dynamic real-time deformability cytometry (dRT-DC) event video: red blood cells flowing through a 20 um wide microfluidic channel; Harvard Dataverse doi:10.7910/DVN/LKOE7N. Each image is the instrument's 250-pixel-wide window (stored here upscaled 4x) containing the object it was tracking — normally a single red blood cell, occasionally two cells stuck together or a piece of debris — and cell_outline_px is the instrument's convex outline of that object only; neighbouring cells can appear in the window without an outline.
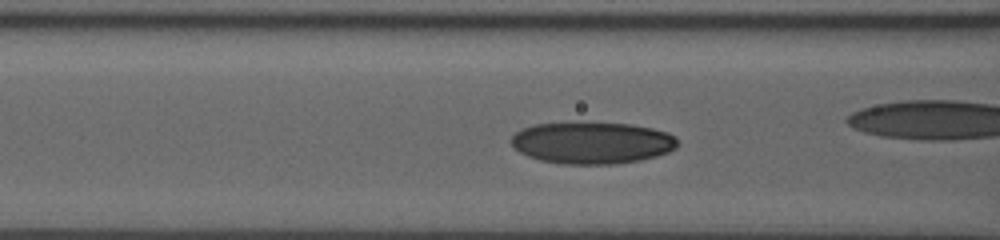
{"species": "human", "species_latin": "Homo sapiens", "temperature_condition": "room temperature", "stored_images_in_passage": 40, "camera_frame_rate_fps": 3000, "um_per_image_px": 0.085, "donor": {"sex": "male"}, "frame": {"image": 1, "passage_image": 18, "time_ms": 5.667, "image_size_px": [1000, 240], "cell_outline_px": [[680, 144], [676, 148], [668, 152], [656, 156], [640, 160], [616, 164], [560, 164], [540, 160], [528, 156], [512, 148], [512, 136], [516, 132], [524, 128], [536, 124], [632, 124], [652, 128], [668, 132], [676, 136]], "centroid_in_image_um": [50.37, 12.16], "position_along_channel_um": 116.2, "area_um2": 40.29}}
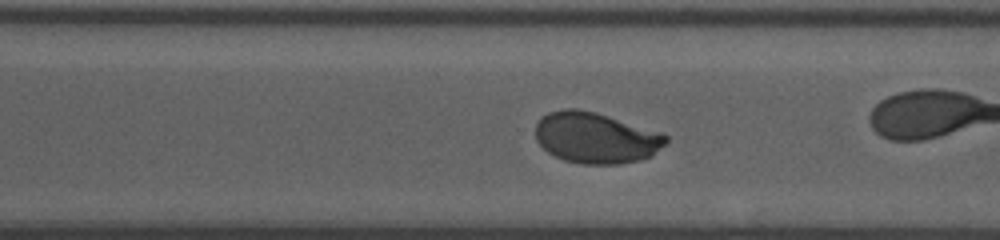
{"frame": {"image": 2, "passage_image": 34, "time_ms": 11.0, "image_size_px": [1000, 240], "cell_outline_px": [[668, 140], [664, 144], [648, 156], [640, 160], [620, 164], [580, 164], [564, 160], [548, 152], [536, 140], [536, 124], [540, 116], [548, 112], [564, 108], [576, 108], [596, 112], [664, 132], [668, 136]], "centroid_in_image_um": [50.63, 11.69], "position_along_channel_um": 320.0, "area_um2": 38.96}}